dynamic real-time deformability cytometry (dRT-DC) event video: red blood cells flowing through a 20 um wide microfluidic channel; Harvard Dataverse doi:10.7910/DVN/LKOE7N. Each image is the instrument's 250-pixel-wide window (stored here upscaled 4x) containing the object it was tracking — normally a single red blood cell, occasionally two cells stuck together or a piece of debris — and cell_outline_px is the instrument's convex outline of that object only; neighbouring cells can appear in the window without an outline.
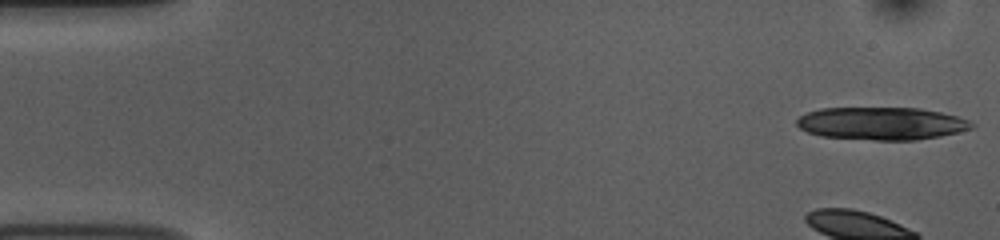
{"species": "common noctule bat (a hibernating species)", "species_latin": "Nyctalus noctula", "temperature_condition": "room temperature", "stored_images_in_passage": 14, "camera_frame_rate_fps": 3000, "um_per_image_px": 0.085, "animal": {"sex": "female", "body_mass_g": 10.0, "forearm_length_mm": 53.1}, "frame": {"image": 1, "passage_image": 1, "time_ms": 0.0, "image_size_px": [1000, 240], "cell_outline_px": [[976, 128], [940, 136], [916, 140], [872, 140], [820, 136], [808, 132], [800, 128], [796, 124], [796, 120], [800, 116], [808, 112], [820, 108], [920, 108], [940, 112], [956, 116], [968, 120], [976, 124]], "centroid_in_image_um": [74.95, 10.5], "position_along_channel_um": 10.0, "area_um2": 33.47}}